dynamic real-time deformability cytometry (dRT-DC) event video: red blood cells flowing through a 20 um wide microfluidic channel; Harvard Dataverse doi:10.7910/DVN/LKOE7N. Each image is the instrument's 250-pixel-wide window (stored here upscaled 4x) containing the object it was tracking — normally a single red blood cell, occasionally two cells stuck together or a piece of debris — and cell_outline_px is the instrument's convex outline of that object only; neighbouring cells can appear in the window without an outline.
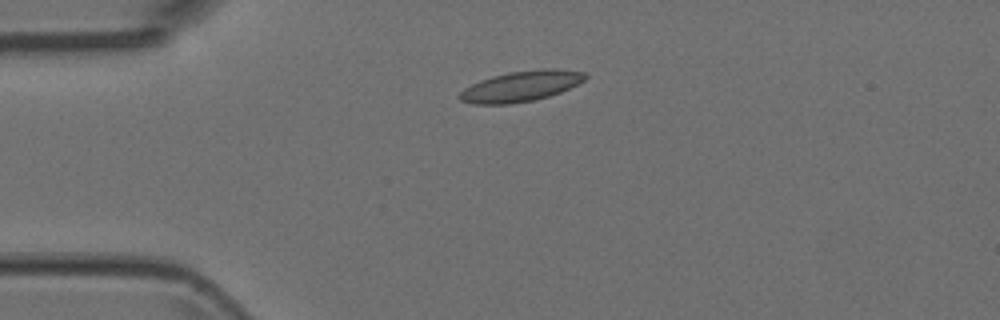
{"species": "Egyptian fruit bat (a non-hibernating species)", "species_latin": "Rousettus aegyptiacus", "temperature_condition": "room temperature", "stored_images_in_passage": 6, "camera_frame_rate_fps": 3000, "um_per_image_px": 0.085, "animal": {"sex": "female"}, "frame": {"image": 1, "passage_image": 1, "time_ms": 0.0, "image_size_px": [1000, 320], "cell_outline_px": [[588, 76], [584, 80], [560, 92], [548, 96], [532, 100], [512, 104], [476, 104], [460, 100], [456, 96], [464, 88], [480, 80], [492, 76], [508, 72], [548, 68], [556, 68], [584, 72]], "centroid_in_image_um": [44.25, 7.32], "position_along_channel_um": 40.7, "area_um2": 22.25}}
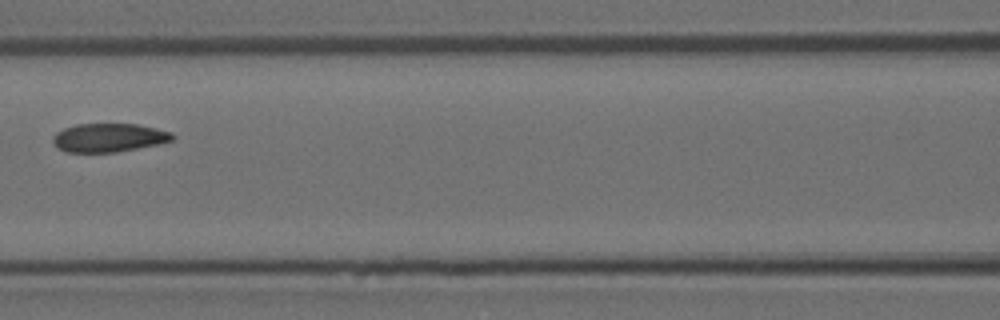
{"frame": {"image": 2, "passage_image": 4, "time_ms": 1.0, "image_size_px": [1000, 320], "cell_outline_px": [[176, 136], [172, 140], [160, 144], [116, 152], [68, 152], [60, 148], [52, 140], [52, 136], [56, 132], [64, 128], [76, 124], [136, 124], [156, 128], [172, 132]], "centroid_in_image_um": [9.28, 11.69], "position_along_channel_um": 157.3, "area_um2": 19.88}}
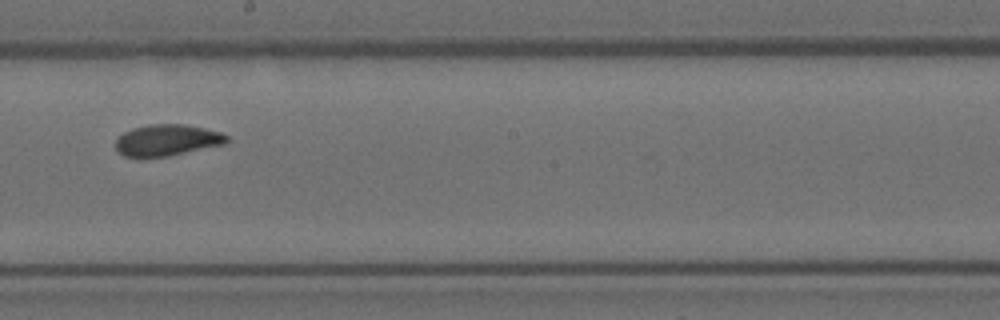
{"frame": {"image": 3, "passage_image": 6, "time_ms": 1.667, "image_size_px": [1000, 320], "cell_outline_px": [[228, 140], [224, 144], [168, 156], [140, 160], [124, 156], [116, 152], [116, 140], [124, 132], [132, 128], [148, 124], [184, 124], [204, 128], [220, 132], [228, 136]], "centroid_in_image_um": [14.13, 11.94], "position_along_channel_um": 234.1, "area_um2": 20.75}}